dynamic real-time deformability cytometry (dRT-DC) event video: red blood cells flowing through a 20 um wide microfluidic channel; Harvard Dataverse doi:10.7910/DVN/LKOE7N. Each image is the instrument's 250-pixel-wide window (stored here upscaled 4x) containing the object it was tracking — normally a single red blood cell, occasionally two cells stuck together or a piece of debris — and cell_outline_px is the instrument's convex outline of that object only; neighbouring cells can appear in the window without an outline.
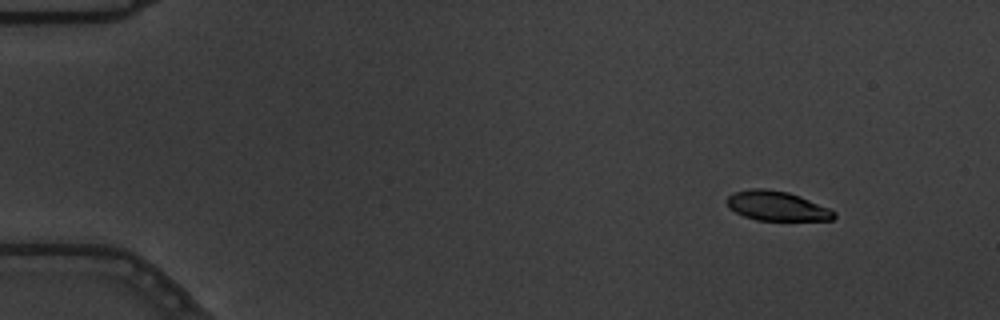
{"species": "common noctule bat (a hibernating species)", "species_latin": "Nyctalus noctula", "temperature_condition": "warm", "stored_images_in_passage": 7, "camera_frame_rate_fps": 3000, "um_per_image_px": 0.085, "animal": {"sex": "male", "body_mass_g": 19.5, "forearm_length_mm": 54.6}, "frame": {"image": 1, "passage_image": 1, "time_ms": 0.0, "image_size_px": [1000, 320], "cell_outline_px": [[836, 216], [832, 220], [756, 220], [744, 216], [728, 208], [724, 200], [732, 192], [752, 188], [764, 188], [788, 192], [800, 196], [828, 208], [836, 212]], "centroid_in_image_um": [65.98, 17.5], "position_along_channel_um": 19.0, "area_um2": 18.55}}
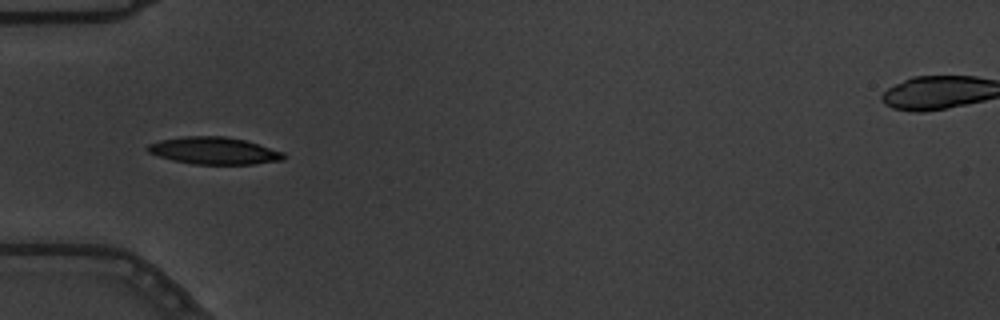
{"frame": {"image": 2, "passage_image": 4, "time_ms": 1.0, "image_size_px": [1000, 320], "cell_outline_px": [[288, 156], [284, 160], [252, 164], [192, 164], [172, 160], [148, 152], [144, 148], [148, 144], [160, 140], [184, 136], [224, 136], [244, 140], [284, 152]], "centroid_in_image_um": [18.19, 12.81], "position_along_channel_um": 66.8, "area_um2": 21.56}}